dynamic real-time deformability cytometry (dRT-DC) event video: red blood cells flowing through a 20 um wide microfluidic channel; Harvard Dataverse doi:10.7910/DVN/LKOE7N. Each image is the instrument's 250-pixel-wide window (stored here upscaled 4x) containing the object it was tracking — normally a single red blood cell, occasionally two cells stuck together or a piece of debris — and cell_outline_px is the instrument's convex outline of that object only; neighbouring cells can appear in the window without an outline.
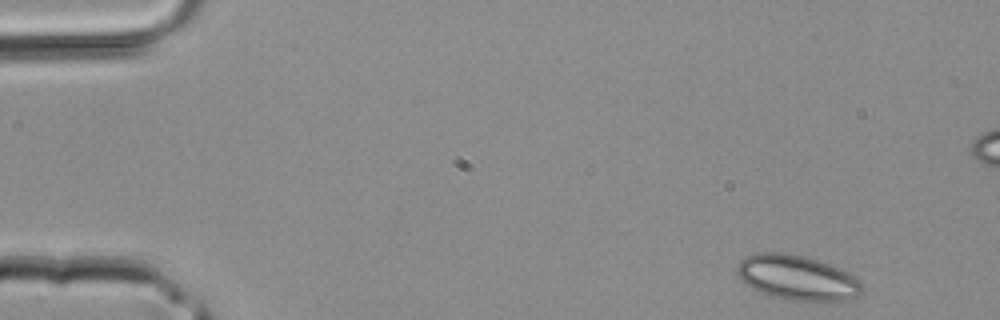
{"species": "common noctule bat (a hibernating species)", "species_latin": "Nyctalus noctula", "temperature_condition": "room temperature", "stored_images_in_passage": 38, "segment_of_instrument_passage": [1, 2], "camera_frame_rate_fps": 3000, "um_per_image_px": 0.085, "animal": {"sex": "male", "body_mass_g": 20.4}, "frame": {"image": 1, "passage_image": 1, "time_ms": 0.0, "image_size_px": [1000, 320], "cell_outline_px": [[864, 288], [860, 296], [844, 300], [780, 300], [768, 296], [752, 288], [740, 280], [736, 272], [736, 268], [740, 260], [744, 256], [756, 252], [784, 252], [808, 256], [840, 268], [848, 272], [864, 284]], "centroid_in_image_um": [67.74, 23.59], "position_along_channel_um": 17.3, "area_um2": 33.35}}
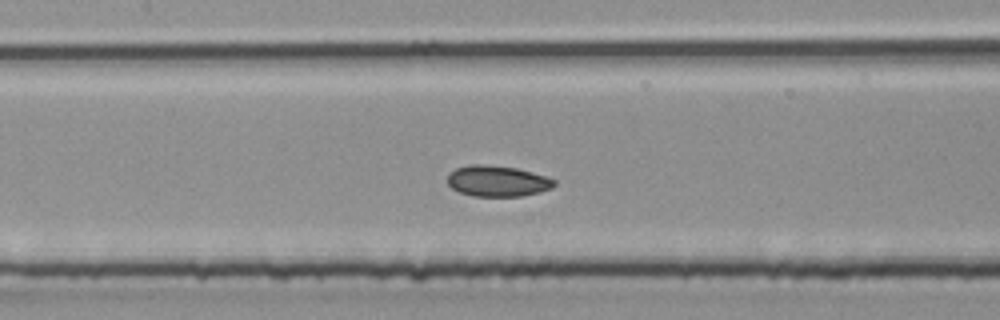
{"frame": {"image": 2, "passage_image": 16, "time_ms": 5.0, "image_size_px": [1000, 320], "cell_outline_px": [[556, 184], [552, 188], [540, 192], [520, 196], [472, 196], [460, 192], [452, 188], [448, 184], [448, 172], [456, 168], [472, 164], [484, 164], [516, 168], [548, 176], [556, 180]], "centroid_in_image_um": [42.3, 15.38], "position_along_channel_um": 165.1, "area_um2": 19.36}}
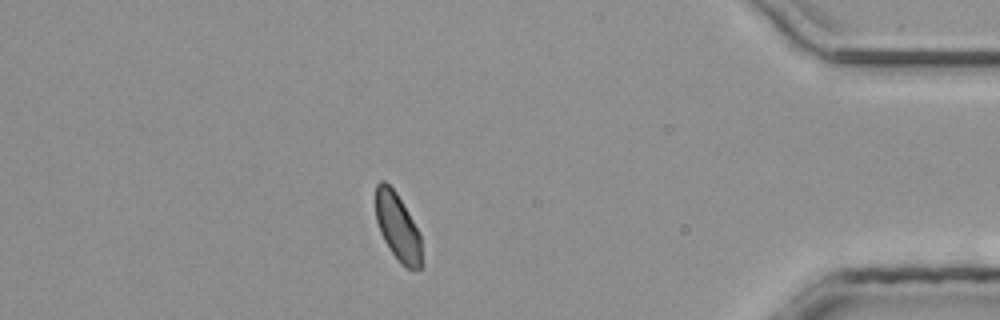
{"frame": {"image": 3, "passage_image": 32, "time_ms": 10.333, "image_size_px": [1000, 320], "cell_outline_px": [[424, 264], [420, 268], [408, 268], [400, 264], [384, 240], [380, 232], [376, 220], [376, 184], [380, 180], [384, 180], [396, 192], [420, 232]], "centroid_in_image_um": [33.83, 19.32], "position_along_channel_um": 401.4, "area_um2": 18.26}}